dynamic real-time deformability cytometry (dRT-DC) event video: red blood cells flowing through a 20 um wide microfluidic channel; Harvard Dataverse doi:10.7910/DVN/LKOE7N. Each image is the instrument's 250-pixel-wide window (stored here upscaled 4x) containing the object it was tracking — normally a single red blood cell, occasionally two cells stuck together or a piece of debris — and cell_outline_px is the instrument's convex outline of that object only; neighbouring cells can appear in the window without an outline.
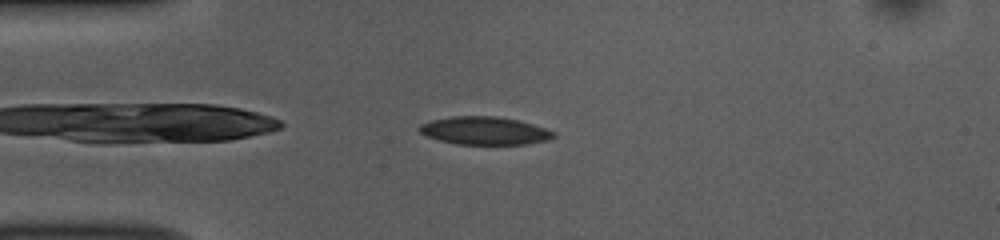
{"species": "common noctule bat (a hibernating species)", "species_latin": "Nyctalus noctula", "temperature_condition": "room temperature", "stored_images_in_passage": 41, "camera_frame_rate_fps": 3000, "um_per_image_px": 0.085, "animal": {"sex": "female", "body_mass_g": 10.0, "forearm_length_mm": 53.1}, "frame": {"image": 1, "passage_image": 1, "time_ms": 0.0, "image_size_px": [1000, 240], "cell_outline_px": [[556, 136], [548, 140], [524, 144], [460, 144], [440, 140], [428, 136], [420, 132], [416, 128], [420, 124], [432, 120], [452, 116], [496, 116], [516, 120], [532, 124], [556, 132]], "centroid_in_image_um": [41.19, 11.1], "position_along_channel_um": 43.8, "area_um2": 21.68}}
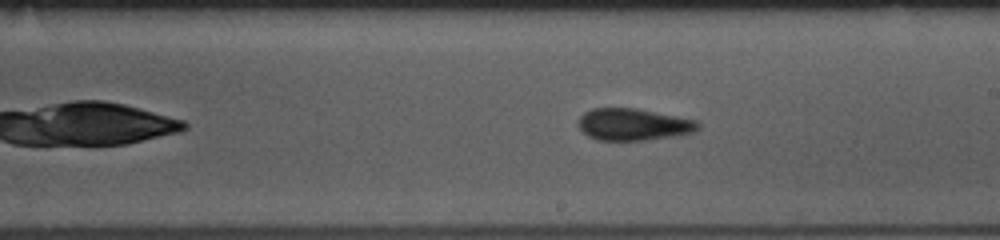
{"frame": {"image": 2, "passage_image": 18, "time_ms": 5.667, "image_size_px": [1000, 240], "cell_outline_px": [[700, 128], [692, 132], [672, 136], [644, 140], [596, 140], [588, 136], [576, 124], [580, 116], [584, 112], [592, 108], [636, 108], [696, 120], [700, 124]], "centroid_in_image_um": [53.79, 10.57], "position_along_channel_um": 235.2, "area_um2": 22.2}}
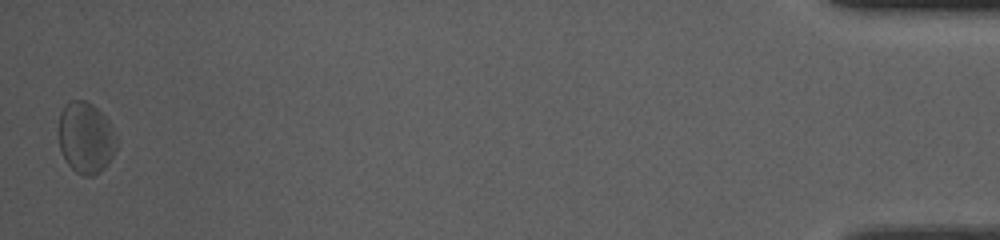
{"frame": {"image": 3, "passage_image": 41, "time_ms": 13.333, "image_size_px": [1000, 240], "cell_outline_px": [[116, 148], [112, 156], [104, 168], [100, 172], [92, 176], [84, 176], [76, 172], [68, 164], [60, 148], [60, 112], [64, 104], [68, 100], [84, 100], [92, 104], [108, 120], [116, 140]], "centroid_in_image_um": [7.28, 11.7], "position_along_channel_um": 427.9, "area_um2": 23.7}, "authors_computed_cell_mechanics": {"area_um2": 21.7906, "velocity_mm_per_s": 3.7032, "shape_relaxation_time_tau1_ms": 6.3178, "shape_relaxation_time_tau2_ms": 2.4119, "deformation_change_tau1": 0.1012, "deformation_change_tau2": 0.1041}}